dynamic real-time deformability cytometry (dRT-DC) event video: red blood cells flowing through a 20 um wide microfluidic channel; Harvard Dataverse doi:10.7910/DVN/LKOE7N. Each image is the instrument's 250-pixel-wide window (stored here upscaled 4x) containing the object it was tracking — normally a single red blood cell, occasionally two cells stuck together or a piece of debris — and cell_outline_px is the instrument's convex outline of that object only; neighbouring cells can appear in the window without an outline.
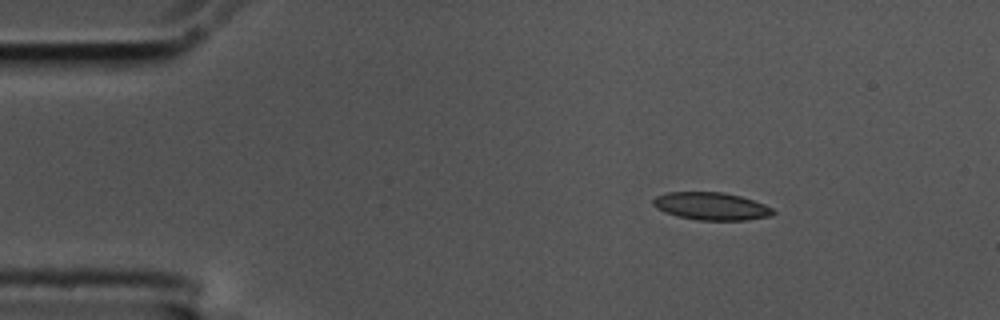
{"species": "common noctule bat (a hibernating species)", "species_latin": "Nyctalus noctula", "temperature_condition": "cold", "stored_images_in_passage": 49, "camera_frame_rate_fps": 3000, "um_per_image_px": 0.085, "animal": {"sex": "male", "body_mass_g": 17.5, "forearm_length_mm": 52.3}, "frame": {"image": 1, "passage_image": 1, "time_ms": 0.0, "image_size_px": [1000, 320], "cell_outline_px": [[776, 212], [772, 216], [748, 220], [696, 220], [676, 216], [664, 212], [656, 208], [652, 204], [652, 200], [656, 196], [668, 192], [724, 192], [740, 196], [764, 204], [772, 208]], "centroid_in_image_um": [60.45, 17.53], "position_along_channel_um": 24.6, "area_um2": 19.48}}
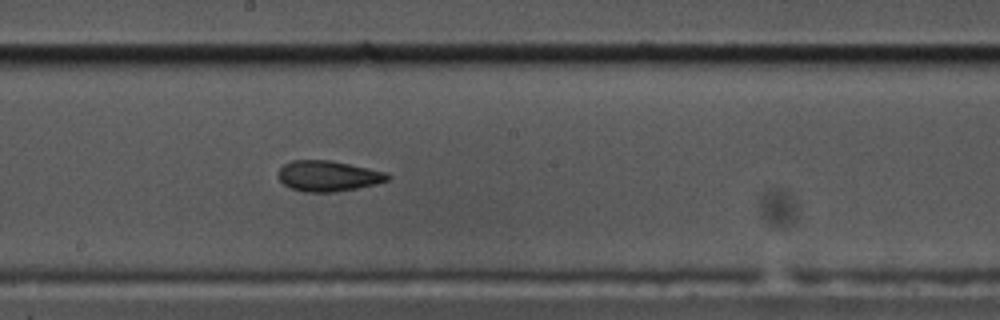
{"frame": {"image": 2, "passage_image": 23, "time_ms": 7.333, "image_size_px": [1000, 320], "cell_outline_px": [[392, 176], [388, 180], [376, 184], [356, 188], [332, 192], [304, 192], [292, 188], [284, 184], [276, 176], [276, 172], [284, 164], [292, 160], [328, 160], [388, 172]], "centroid_in_image_um": [27.88, 14.95], "position_along_channel_um": 220.3, "area_um2": 19.54}}
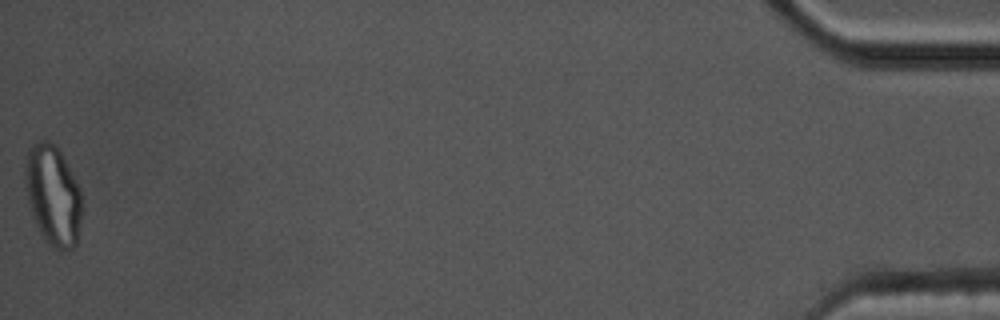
{"frame": {"image": 3, "passage_image": 49, "time_ms": 16.0, "image_size_px": [1000, 320], "cell_outline_px": [[84, 204], [76, 244], [72, 248], [60, 252], [52, 248], [40, 232], [32, 216], [28, 204], [24, 184], [24, 168], [28, 148], [32, 144], [40, 140], [48, 140], [60, 152], [80, 184]], "centroid_in_image_um": [4.52, 16.61], "position_along_channel_um": 430.7, "area_um2": 33.99}, "authors_computed_cell_mechanics": {"area_um2": 19.7676, "velocity_mm_per_s": 3.5629, "shape_relaxation_time_tau1_ms": 5.0318, "shape_relaxation_time_tau2_ms": 2.8191, "deformation_change_tau1": 0.1566, "deformation_change_tau2": 0.1044}}